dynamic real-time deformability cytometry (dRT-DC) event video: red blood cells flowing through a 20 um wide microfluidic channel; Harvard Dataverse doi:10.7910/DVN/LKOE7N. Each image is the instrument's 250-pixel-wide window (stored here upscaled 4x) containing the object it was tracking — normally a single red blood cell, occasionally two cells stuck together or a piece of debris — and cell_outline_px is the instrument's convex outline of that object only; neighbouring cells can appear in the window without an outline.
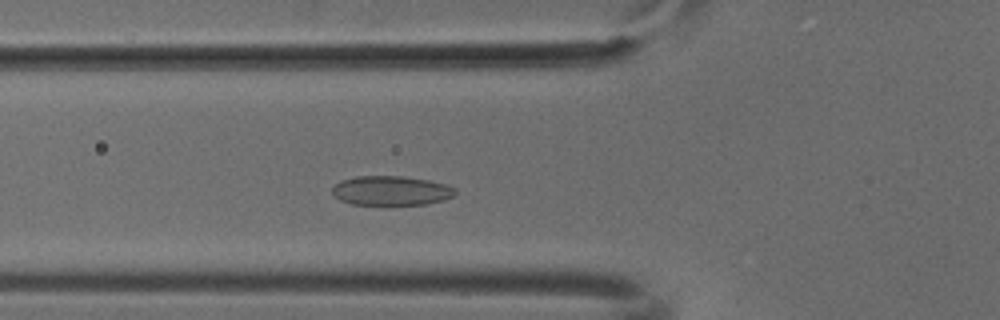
{"species": "common noctule bat (a hibernating species)", "species_latin": "Nyctalus noctula", "temperature_condition": "cold", "stored_images_in_passage": 46, "camera_frame_rate_fps": 3000, "um_per_image_px": 0.085, "animal": {"sex": "male", "body_mass_g": 18.8}, "frame": {"image": 1, "passage_image": 13, "time_ms": 4.0, "image_size_px": [1000, 320], "cell_outline_px": [[456, 192], [452, 196], [444, 200], [424, 204], [388, 208], [352, 204], [340, 200], [332, 192], [332, 188], [340, 180], [356, 176], [404, 176], [428, 180], [448, 184], [456, 188]], "centroid_in_image_um": [33.25, 16.25], "position_along_channel_um": 92.6, "area_um2": 22.08}}
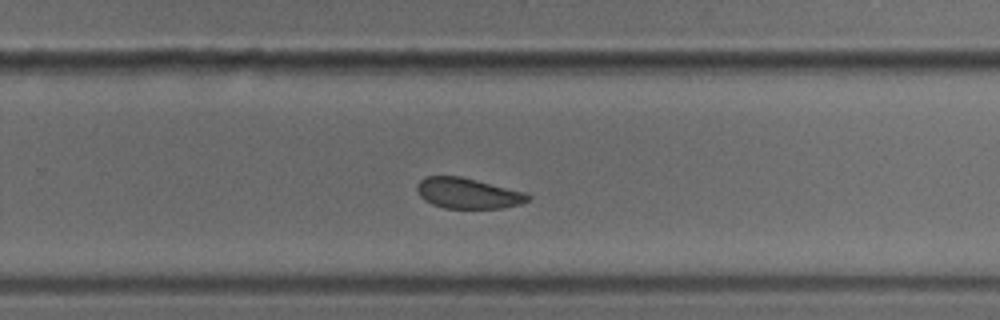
{"frame": {"image": 2, "passage_image": 28, "time_ms": 9.0, "image_size_px": [1000, 320], "cell_outline_px": [[532, 196], [528, 200], [520, 204], [500, 208], [444, 208], [432, 204], [424, 200], [420, 196], [416, 188], [416, 184], [424, 176], [460, 176], [524, 192]], "centroid_in_image_um": [39.72, 16.42], "position_along_channel_um": 290.1, "area_um2": 19.65}}
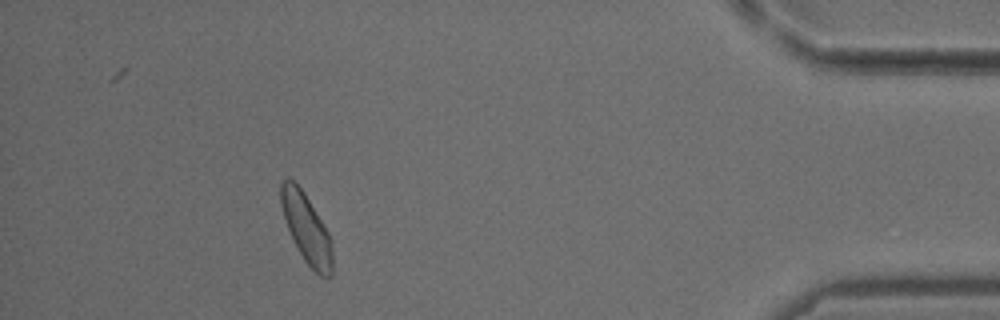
{"frame": {"image": 3, "passage_image": 41, "time_ms": 13.333, "image_size_px": [1000, 320], "cell_outline_px": [[332, 276], [320, 276], [304, 260], [288, 228], [280, 204], [280, 184], [288, 176], [304, 192], [328, 232], [332, 240]], "centroid_in_image_um": [26.05, 19.4], "position_along_channel_um": 409.1, "area_um2": 20.35}}